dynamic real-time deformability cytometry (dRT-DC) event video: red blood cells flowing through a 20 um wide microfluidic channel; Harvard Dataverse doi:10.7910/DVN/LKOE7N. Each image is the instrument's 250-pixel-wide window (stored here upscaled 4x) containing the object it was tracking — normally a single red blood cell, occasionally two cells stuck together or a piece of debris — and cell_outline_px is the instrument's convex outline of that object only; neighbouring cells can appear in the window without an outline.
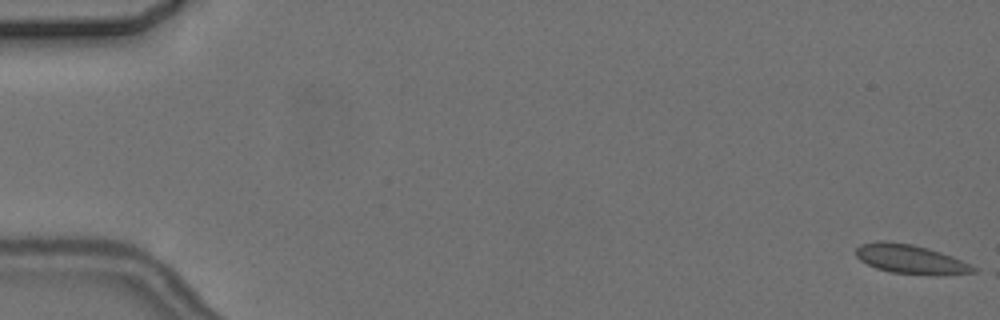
{"species": "common noctule bat (a hibernating species)", "species_latin": "Nyctalus noctula", "temperature_condition": "cold", "stored_images_in_passage": 3, "camera_frame_rate_fps": 3000, "um_per_image_px": 0.085, "animal": {"sex": "female", "body_mass_g": 24.6, "forearm_length_mm": 56.2}, "frame": {"image": 1, "passage_image": 1, "time_ms": 0.0, "image_size_px": [1000, 320], "cell_outline_px": [[980, 272], [944, 276], [892, 272], [876, 268], [860, 260], [856, 256], [856, 248], [860, 244], [876, 240], [884, 240], [912, 244], [928, 248], [952, 256], [980, 268]], "centroid_in_image_um": [77.47, 22.04], "position_along_channel_um": 7.5, "area_um2": 20.35}}